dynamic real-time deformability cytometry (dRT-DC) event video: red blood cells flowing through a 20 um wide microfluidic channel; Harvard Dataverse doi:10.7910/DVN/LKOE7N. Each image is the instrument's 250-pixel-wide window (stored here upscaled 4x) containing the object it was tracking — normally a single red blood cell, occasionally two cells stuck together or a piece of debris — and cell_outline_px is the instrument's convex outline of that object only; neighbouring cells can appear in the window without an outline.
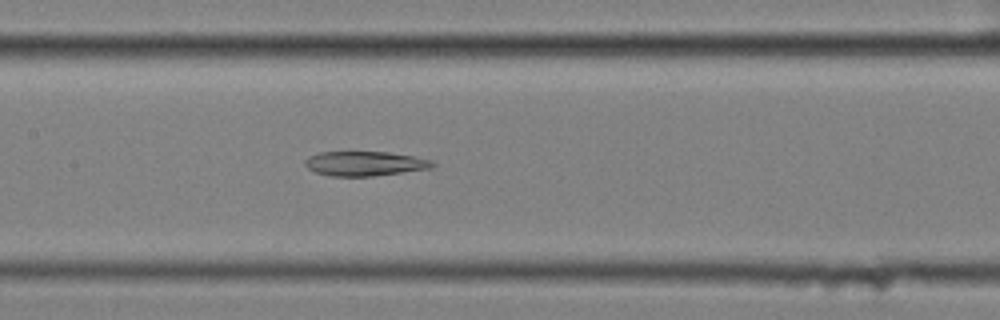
{"species": "common noctule bat (a hibernating species)", "species_latin": "Nyctalus noctula", "temperature_condition": "cold", "stored_images_in_passage": 58, "segment_of_instrument_passage": [2, 2], "camera_frame_rate_fps": 3000, "um_per_image_px": 0.085, "animal": {"sex": "female", "body_mass_g": 25.1}, "frame": {"image": 1, "passage_image": 28, "time_ms": 9.0, "image_size_px": [1000, 320], "cell_outline_px": [[436, 164], [432, 168], [372, 176], [328, 176], [316, 172], [308, 168], [304, 164], [304, 160], [308, 156], [320, 152], [388, 152], [412, 156], [432, 160]], "centroid_in_image_um": [30.99, 13.9], "position_along_channel_um": 176.4, "area_um2": 18.21}}
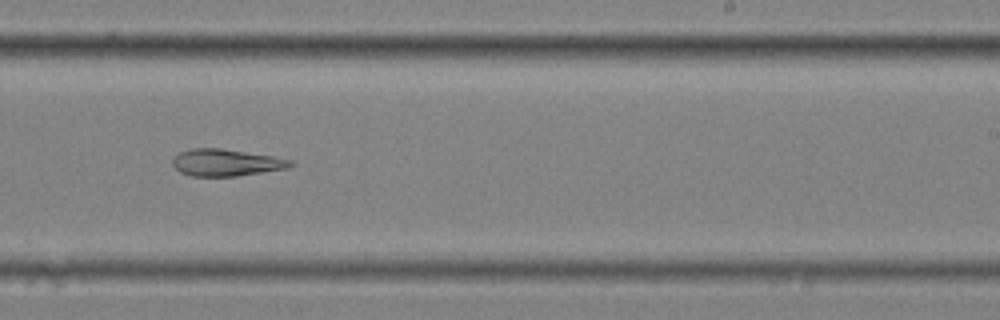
{"frame": {"image": 2, "passage_image": 36, "time_ms": 11.667, "image_size_px": [1000, 320], "cell_outline_px": [[296, 164], [288, 168], [236, 176], [192, 176], [180, 172], [172, 164], [172, 160], [180, 152], [192, 148], [220, 148], [272, 156], [292, 160]], "centroid_in_image_um": [19.23, 13.82], "position_along_channel_um": 269.8, "area_um2": 18.38}}
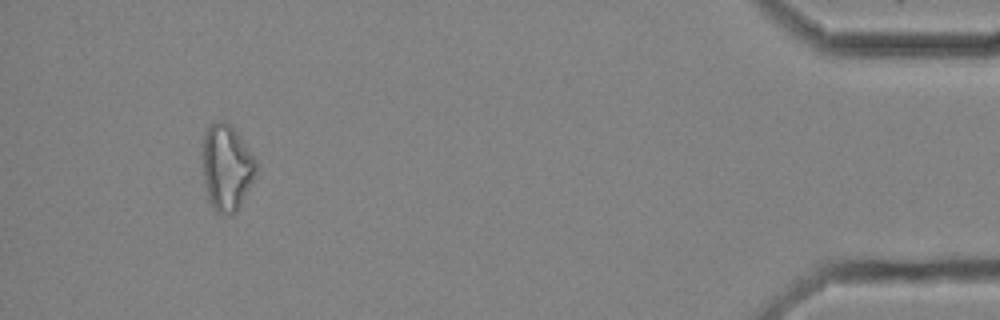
{"frame": {"image": 3, "passage_image": 54, "time_ms": 17.667, "image_size_px": [1000, 320], "cell_outline_px": [[256, 168], [252, 180], [236, 212], [228, 216], [216, 212], [212, 208], [208, 200], [204, 184], [204, 136], [208, 128], [216, 120], [224, 120], [236, 132], [256, 160]], "centroid_in_image_um": [19.25, 14.28], "position_along_channel_um": 416.0, "area_um2": 26.18}}